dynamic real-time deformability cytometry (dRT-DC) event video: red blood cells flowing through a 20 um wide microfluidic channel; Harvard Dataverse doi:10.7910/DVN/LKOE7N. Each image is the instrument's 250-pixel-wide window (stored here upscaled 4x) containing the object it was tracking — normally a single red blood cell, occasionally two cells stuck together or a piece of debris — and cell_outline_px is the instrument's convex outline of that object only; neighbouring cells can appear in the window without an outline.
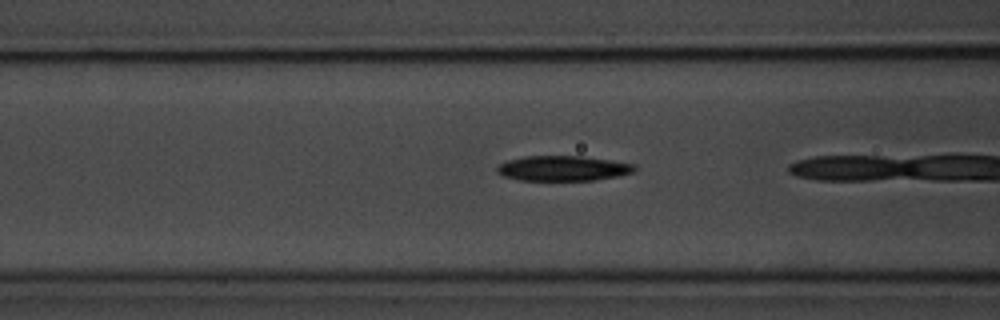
{"species": "common noctule bat (a hibernating species)", "species_latin": "Nyctalus noctula", "temperature_condition": "room temperature", "stored_images_in_passage": 13, "camera_frame_rate_fps": 3000, "um_per_image_px": 0.085, "animal": {"sex": "male", "body_mass_g": 20.1, "forearm_length_mm": 53.5}, "frame": {"image": 1, "passage_image": 4, "time_ms": 1.0, "image_size_px": [1000, 320], "cell_outline_px": [[636, 172], [616, 176], [592, 180], [520, 180], [504, 176], [496, 172], [496, 168], [500, 164], [508, 160], [524, 156], [580, 156], [612, 160], [636, 164]], "centroid_in_image_um": [47.87, 14.3], "position_along_channel_um": 118.7, "area_um2": 20.11}}
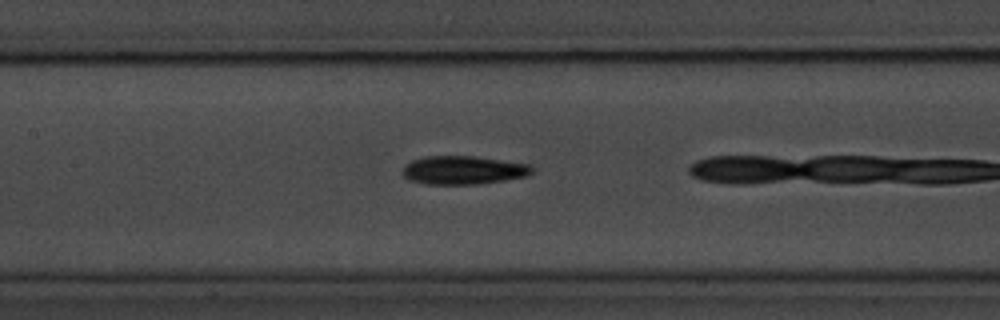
{"frame": {"image": 2, "passage_image": 8, "time_ms": 2.333, "image_size_px": [1000, 320], "cell_outline_px": [[532, 172], [528, 176], [504, 180], [476, 184], [424, 184], [408, 180], [400, 172], [404, 164], [412, 160], [424, 156], [476, 156], [532, 164]], "centroid_in_image_um": [39.35, 14.45], "position_along_channel_um": 168.1, "area_um2": 21.79}}
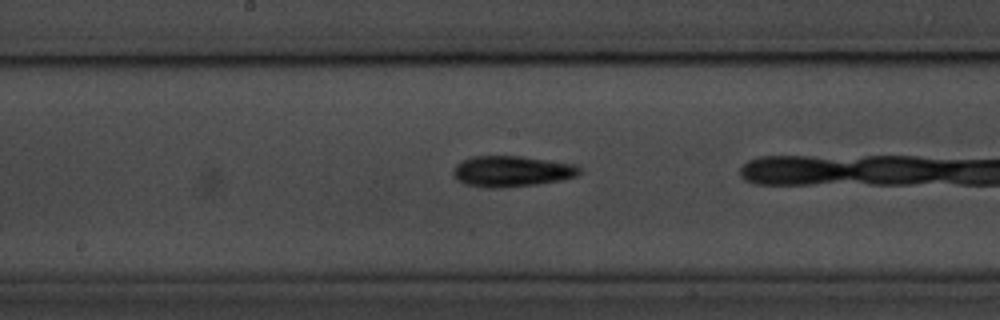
{"frame": {"image": 3, "passage_image": 11, "time_ms": 3.333, "image_size_px": [1000, 320], "cell_outline_px": [[580, 172], [576, 176], [560, 180], [536, 184], [504, 188], [484, 188], [464, 184], [456, 180], [452, 172], [456, 164], [460, 160], [472, 156], [520, 156], [576, 164], [580, 168]], "centroid_in_image_um": [43.43, 14.56], "position_along_channel_um": 204.8, "area_um2": 22.95}}